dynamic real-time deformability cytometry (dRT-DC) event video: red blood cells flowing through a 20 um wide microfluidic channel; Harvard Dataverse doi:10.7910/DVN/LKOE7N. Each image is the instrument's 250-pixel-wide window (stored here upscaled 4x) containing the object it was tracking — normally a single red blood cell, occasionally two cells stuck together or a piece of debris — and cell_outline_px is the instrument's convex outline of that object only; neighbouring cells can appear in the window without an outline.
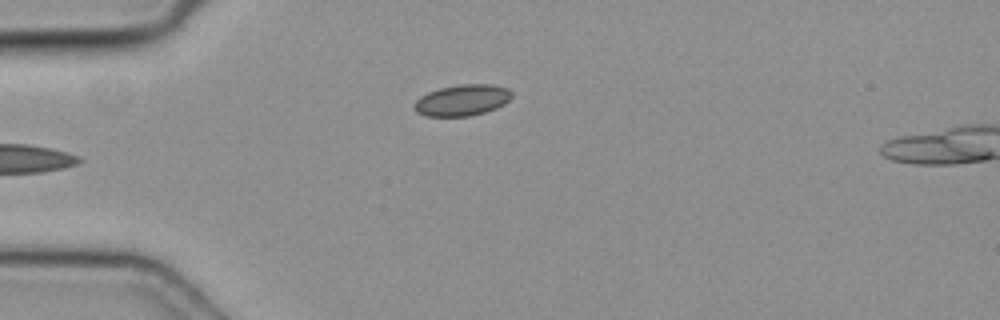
{"species": "common noctule bat (a hibernating species)", "species_latin": "Nyctalus noctula", "temperature_condition": "cold", "stored_images_in_passage": 34, "camera_frame_rate_fps": 3000, "um_per_image_px": 0.085, "animal": {"sex": "female", "body_mass_g": 19.3, "forearm_length_mm": 54.1}, "frame": {"image": 1, "passage_image": 1, "time_ms": 0.0, "image_size_px": [1000, 320], "cell_outline_px": [[512, 96], [504, 104], [496, 108], [484, 112], [468, 116], [424, 116], [416, 112], [412, 108], [412, 104], [420, 96], [428, 92], [440, 88], [460, 84], [496, 84], [508, 88], [512, 92]], "centroid_in_image_um": [39.26, 8.51], "position_along_channel_um": 45.7, "area_um2": 17.92}}
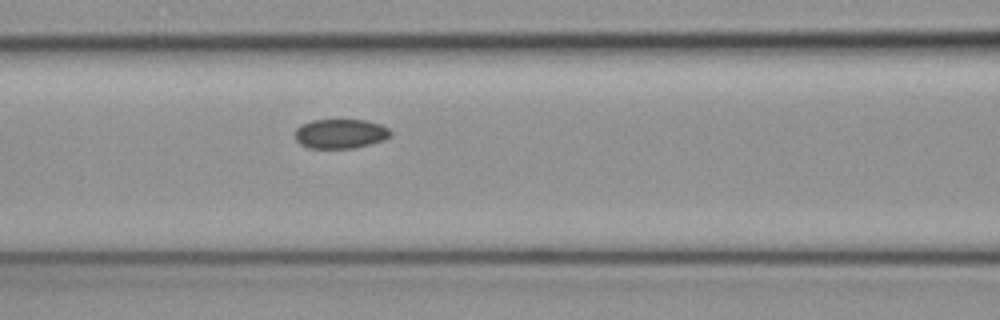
{"frame": {"image": 2, "passage_image": 9, "time_ms": 2.667, "image_size_px": [1000, 320], "cell_outline_px": [[392, 132], [384, 140], [352, 148], [308, 148], [300, 144], [296, 140], [296, 128], [300, 124], [312, 120], [368, 120], [380, 124], [388, 128]], "centroid_in_image_um": [28.91, 11.36], "position_along_channel_um": 137.7, "area_um2": 16.36}}
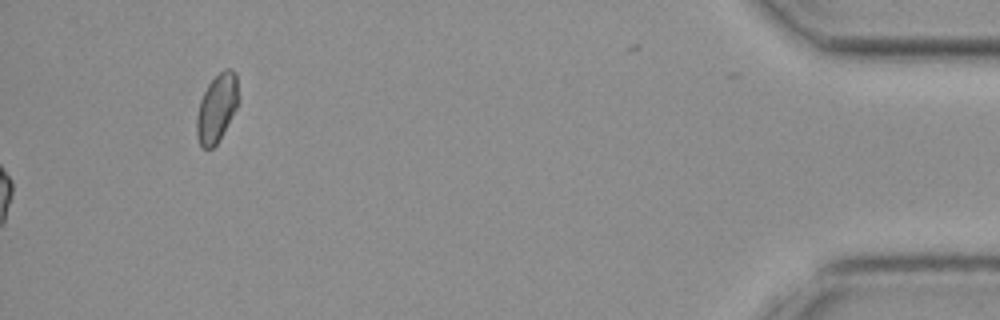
{"frame": {"image": 3, "passage_image": 34, "time_ms": 11.0, "image_size_px": [1000, 320], "cell_outline_px": [[240, 100], [236, 108], [216, 144], [212, 148], [204, 148], [200, 144], [196, 136], [196, 116], [200, 100], [208, 84], [224, 68], [232, 68], [236, 72]], "centroid_in_image_um": [18.44, 9.13], "position_along_channel_um": 416.8, "area_um2": 16.59}}